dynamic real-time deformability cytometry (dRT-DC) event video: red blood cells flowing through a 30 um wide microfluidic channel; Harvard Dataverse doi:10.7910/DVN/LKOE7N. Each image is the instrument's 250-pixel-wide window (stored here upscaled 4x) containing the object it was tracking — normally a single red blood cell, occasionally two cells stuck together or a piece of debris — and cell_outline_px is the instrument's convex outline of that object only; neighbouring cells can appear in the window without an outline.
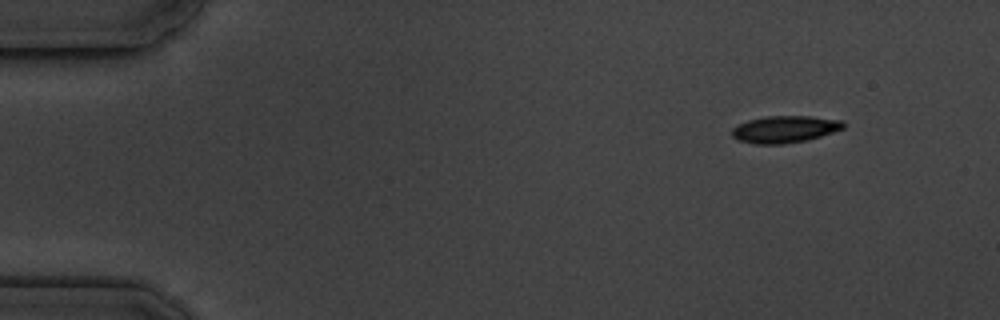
{"species": "common noctule bat (a hibernating species)", "species_latin": "Nyctalus noctula", "temperature_condition": "cold", "stored_images_in_passage": 6, "segment_of_instrument_passage": [2, 2], "camera_frame_rate_fps": 3000, "um_per_image_px": 0.085, "animal": {"sex": "male", "body_mass_g": 19.5, "forearm_length_mm": 54.6}, "frame": {"image": 1, "passage_image": 6, "time_ms": 5.667, "image_size_px": [1000, 320], "cell_outline_px": [[844, 128], [808, 140], [784, 144], [752, 144], [736, 140], [732, 136], [732, 128], [748, 120], [768, 116], [812, 116], [844, 120]], "centroid_in_image_um": [66.7, 10.99], "position_along_channel_um": 18.3, "area_um2": 17.63}}